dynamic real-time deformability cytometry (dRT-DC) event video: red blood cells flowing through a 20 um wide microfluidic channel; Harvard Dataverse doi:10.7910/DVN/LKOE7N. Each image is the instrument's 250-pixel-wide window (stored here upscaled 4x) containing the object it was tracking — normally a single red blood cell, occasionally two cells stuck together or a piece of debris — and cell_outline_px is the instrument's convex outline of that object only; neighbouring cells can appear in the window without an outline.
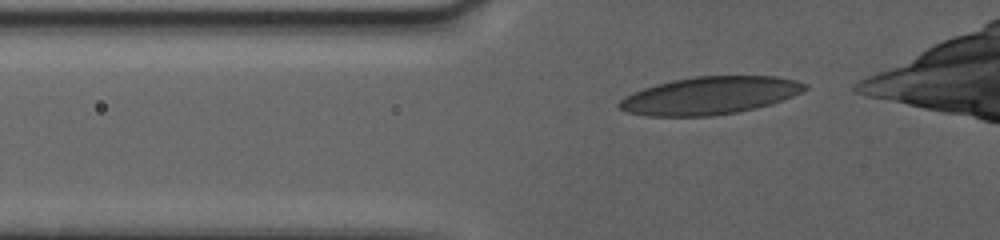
{"species": "human", "species_latin": "Homo sapiens", "temperature_condition": "warm", "stored_images_in_passage": 12, "camera_frame_rate_fps": 3000, "um_per_image_px": 0.085, "donor": {"sex": "female"}, "frame": {"image": 1, "passage_image": 2, "time_ms": 0.333, "image_size_px": [1000, 240], "cell_outline_px": [[808, 88], [792, 96], [772, 104], [756, 108], [736, 112], [712, 116], [648, 116], [628, 112], [620, 108], [616, 104], [624, 96], [632, 92], [656, 84], [672, 80], [696, 76], [776, 76], [796, 80], [808, 84]], "centroid_in_image_um": [60.33, 8.12], "position_along_channel_um": 65.5, "area_um2": 40.75}}
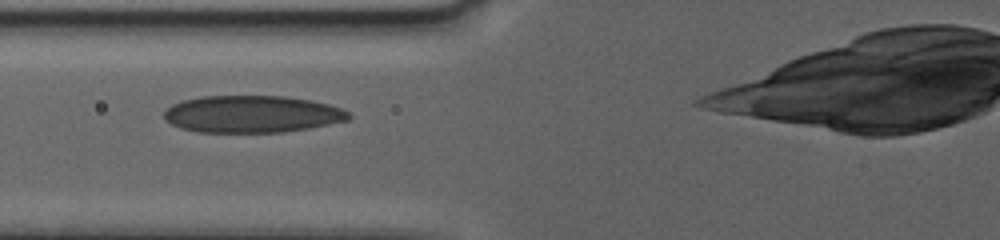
{"frame": {"image": 2, "passage_image": 11, "time_ms": 2.0, "image_size_px": [1000, 240], "cell_outline_px": [[352, 116], [348, 120], [308, 128], [284, 132], [200, 132], [180, 128], [172, 124], [164, 116], [164, 112], [172, 104], [184, 100], [200, 96], [284, 96], [312, 100], [328, 104], [340, 108], [348, 112]], "centroid_in_image_um": [21.43, 9.69], "position_along_channel_um": 104.4, "area_um2": 39.77}}